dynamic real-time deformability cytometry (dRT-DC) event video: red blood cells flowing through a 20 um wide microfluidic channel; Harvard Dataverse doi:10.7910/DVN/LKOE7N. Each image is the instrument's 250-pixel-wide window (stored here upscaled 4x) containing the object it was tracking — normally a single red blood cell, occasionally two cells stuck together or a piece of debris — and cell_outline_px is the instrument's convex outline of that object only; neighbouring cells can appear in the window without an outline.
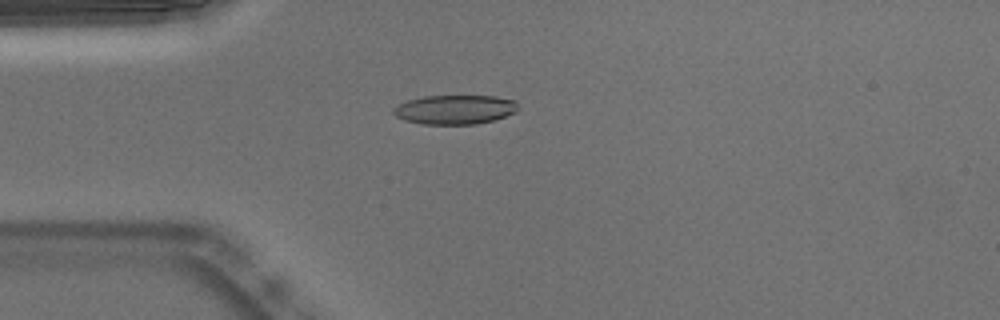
{"species": "Egyptian fruit bat (a non-hibernating species)", "species_latin": "Rousettus aegyptiacus", "temperature_condition": "warm", "stored_images_in_passage": 42, "camera_frame_rate_fps": 3000, "um_per_image_px": 0.085, "animal": {"sex": "male"}, "frame": {"image": 1, "passage_image": 3, "time_ms": 0.667, "image_size_px": [1000, 320], "cell_outline_px": [[516, 112], [492, 120], [476, 124], [424, 124], [404, 120], [396, 116], [392, 112], [392, 108], [408, 100], [424, 96], [496, 96], [516, 100]], "centroid_in_image_um": [38.65, 9.31], "position_along_channel_um": 46.4, "area_um2": 21.1}}
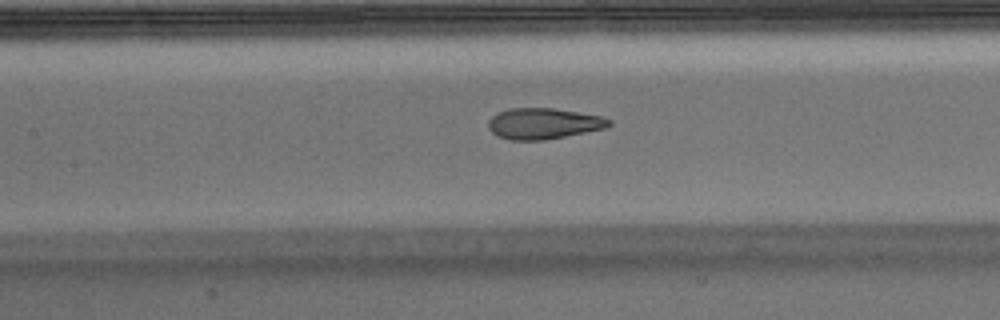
{"frame": {"image": 2, "passage_image": 13, "time_ms": 4.0, "image_size_px": [1000, 320], "cell_outline_px": [[612, 124], [608, 128], [544, 140], [508, 140], [496, 136], [488, 128], [488, 120], [496, 112], [508, 108], [556, 108], [604, 116], [612, 120]], "centroid_in_image_um": [46.21, 10.49], "position_along_channel_um": 161.2, "area_um2": 22.25}}
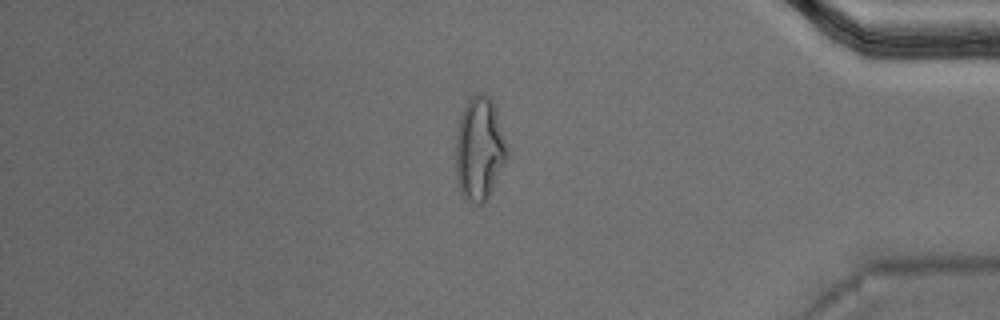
{"frame": {"image": 3, "passage_image": 34, "time_ms": 11.0, "image_size_px": [1000, 320], "cell_outline_px": [[508, 156], [488, 196], [480, 204], [476, 204], [464, 196], [460, 192], [456, 180], [456, 132], [464, 108], [468, 100], [472, 96], [480, 92], [488, 96], [492, 100], [508, 148]], "centroid_in_image_um": [40.74, 12.64], "position_along_channel_um": 394.5, "area_um2": 30.4}, "authors_computed_cell_mechanics": {"area_um2": 22.5998, "velocity_mm_per_s": 3.7919, "shape_relaxation_time_tau1_ms": 11.2384, "shape_relaxation_time_tau2_ms": 1.2792, "deformation_change_tau1": 0.3432, "deformation_change_tau2": 0.0844}}